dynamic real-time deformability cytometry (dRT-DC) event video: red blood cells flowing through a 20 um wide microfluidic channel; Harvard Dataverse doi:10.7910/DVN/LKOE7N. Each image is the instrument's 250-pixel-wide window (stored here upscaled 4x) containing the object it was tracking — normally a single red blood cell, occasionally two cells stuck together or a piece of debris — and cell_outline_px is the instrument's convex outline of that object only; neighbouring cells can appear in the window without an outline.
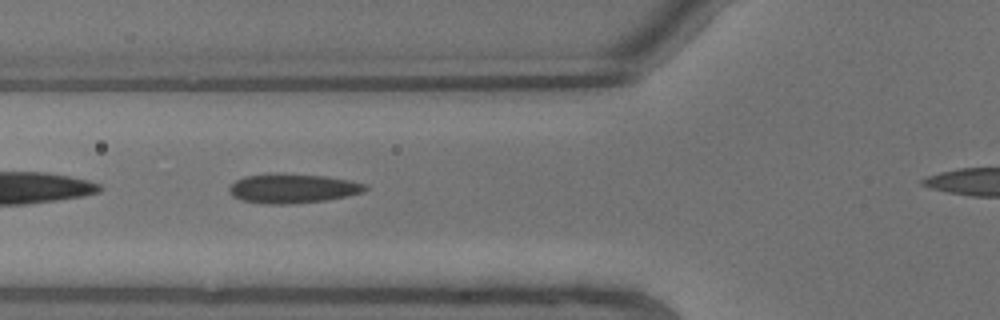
{"species": "common noctule bat (a hibernating species)", "species_latin": "Nyctalus noctula", "temperature_condition": "warm", "stored_images_in_passage": 5, "camera_frame_rate_fps": 3000, "um_per_image_px": 0.085, "animal": {"sex": "male", "body_mass_g": 13.3}, "frame": {"image": 1, "passage_image": 4, "time_ms": 1.0, "image_size_px": [1000, 320], "cell_outline_px": [[368, 188], [364, 192], [348, 196], [324, 200], [292, 204], [264, 204], [240, 200], [232, 196], [228, 192], [228, 188], [236, 180], [244, 176], [276, 172], [324, 176], [348, 180], [368, 184]], "centroid_in_image_um": [24.85, 16.01], "position_along_channel_um": 101.0, "area_um2": 23.64}}
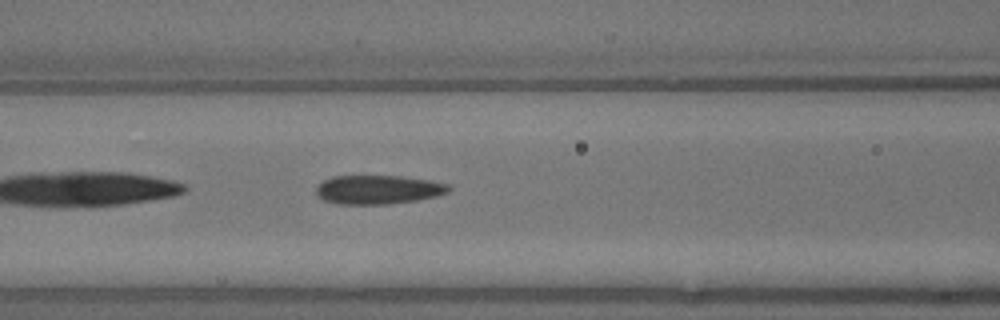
{"frame": {"image": 2, "passage_image": 5, "time_ms": 1.333, "image_size_px": [1000, 320], "cell_outline_px": [[452, 188], [448, 192], [436, 196], [416, 200], [388, 204], [336, 204], [324, 200], [316, 196], [316, 188], [324, 180], [332, 176], [400, 176], [428, 180], [448, 184]], "centroid_in_image_um": [32.12, 16.12], "position_along_channel_um": 134.5, "area_um2": 22.31}}